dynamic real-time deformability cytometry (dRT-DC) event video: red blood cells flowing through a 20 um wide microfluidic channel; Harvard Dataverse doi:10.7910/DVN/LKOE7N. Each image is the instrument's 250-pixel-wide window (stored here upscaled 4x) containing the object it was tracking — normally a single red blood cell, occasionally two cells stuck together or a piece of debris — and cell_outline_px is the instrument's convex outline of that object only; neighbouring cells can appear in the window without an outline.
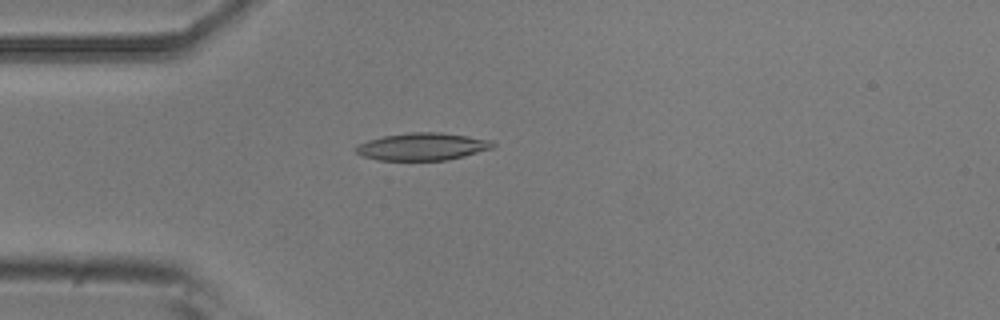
{"species": "common noctule bat (a hibernating species)", "species_latin": "Nyctalus noctula", "temperature_condition": "room temperature", "stored_images_in_passage": 5, "camera_frame_rate_fps": 3000, "um_per_image_px": 0.085, "animal": {"sex": "male", "body_mass_g": 20.5, "forearm_length_mm": 52.5}, "frame": {"image": 1, "passage_image": 4, "time_ms": 1.0, "image_size_px": [1000, 320], "cell_outline_px": [[496, 144], [492, 148], [464, 156], [448, 160], [376, 160], [364, 156], [356, 152], [352, 148], [368, 140], [384, 136], [408, 132], [440, 132], [496, 140]], "centroid_in_image_um": [35.94, 12.45], "position_along_channel_um": 49.1, "area_um2": 22.02}}